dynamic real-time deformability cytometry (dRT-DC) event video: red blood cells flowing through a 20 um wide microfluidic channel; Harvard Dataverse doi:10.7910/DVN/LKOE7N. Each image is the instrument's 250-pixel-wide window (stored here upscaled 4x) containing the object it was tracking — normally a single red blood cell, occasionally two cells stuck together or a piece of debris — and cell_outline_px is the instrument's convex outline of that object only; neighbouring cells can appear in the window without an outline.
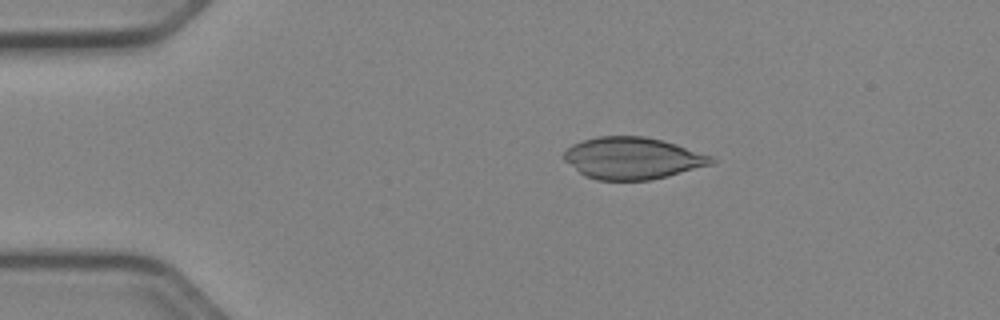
{"species": "Egyptian fruit bat (a non-hibernating species)", "species_latin": "Rousettus aegyptiacus", "temperature_condition": "cold", "stored_images_in_passage": 51, "camera_frame_rate_fps": 3000, "um_per_image_px": 0.085, "animal": {"sex": "female"}, "frame": {"image": 1, "passage_image": 10, "time_ms": 3.0, "image_size_px": [1000, 320], "cell_outline_px": [[716, 160], [712, 164], [668, 176], [648, 180], [596, 180], [584, 176], [564, 160], [564, 152], [572, 144], [584, 140], [600, 136], [644, 136], [676, 144], [712, 156]], "centroid_in_image_um": [53.75, 13.45], "position_along_channel_um": 31.2, "area_um2": 35.78}}
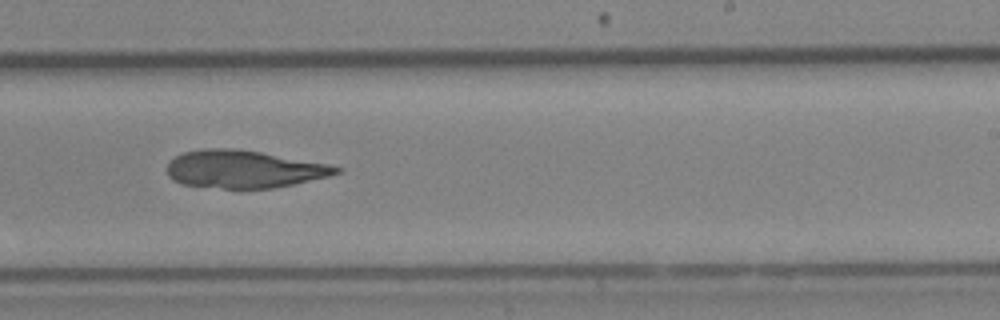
{"frame": {"image": 2, "passage_image": 32, "time_ms": 10.333, "image_size_px": [1000, 320], "cell_outline_px": [[344, 168], [340, 172], [328, 176], [292, 184], [272, 188], [224, 188], [180, 184], [172, 180], [168, 176], [168, 164], [176, 156], [184, 152], [200, 148], [236, 148], [260, 152], [328, 164]], "centroid_in_image_um": [20.7, 14.37], "position_along_channel_um": 268.3, "area_um2": 36.88}}
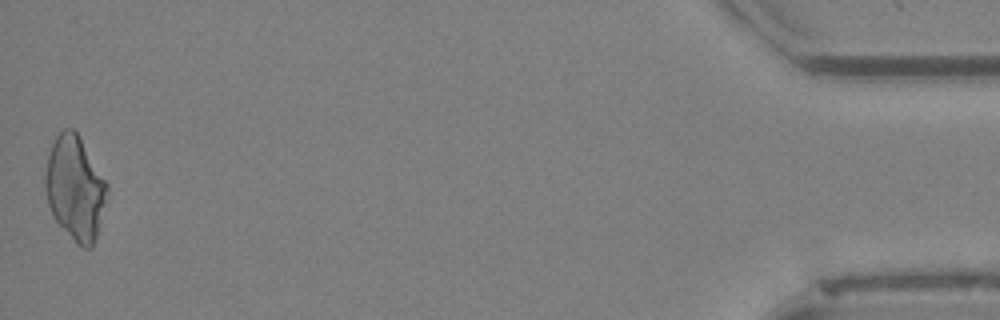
{"frame": {"image": 3, "passage_image": 51, "time_ms": 16.667, "image_size_px": [1000, 320], "cell_outline_px": [[108, 196], [96, 236], [92, 248], [84, 248], [76, 244], [52, 216], [48, 204], [44, 188], [44, 176], [48, 152], [56, 136], [64, 128], [72, 128], [76, 132], [108, 184]], "centroid_in_image_um": [6.36, 16.01], "position_along_channel_um": 428.8, "area_um2": 37.51}}